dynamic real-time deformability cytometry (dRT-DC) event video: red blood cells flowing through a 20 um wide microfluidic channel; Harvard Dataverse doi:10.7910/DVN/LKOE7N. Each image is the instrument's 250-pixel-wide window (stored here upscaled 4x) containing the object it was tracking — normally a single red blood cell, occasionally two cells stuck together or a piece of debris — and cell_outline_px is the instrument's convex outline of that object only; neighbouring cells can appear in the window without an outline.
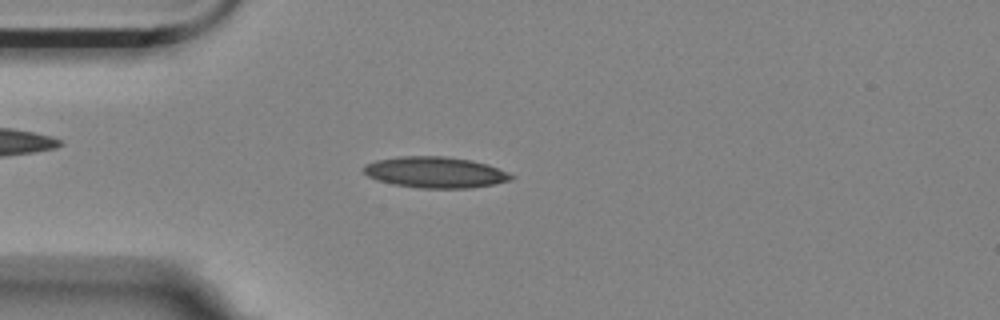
{"species": "Egyptian fruit bat (a non-hibernating species)", "species_latin": "Rousettus aegyptiacus", "temperature_condition": "room temperature", "stored_images_in_passage": 4, "camera_frame_rate_fps": 3000, "um_per_image_px": 0.085, "animal": {"sex": "female"}, "frame": {"image": 1, "passage_image": 4, "time_ms": 1.0, "image_size_px": [1000, 320], "cell_outline_px": [[516, 176], [512, 180], [472, 188], [420, 188], [392, 184], [368, 176], [364, 172], [364, 164], [376, 160], [400, 156], [444, 156], [472, 160], [488, 164], [508, 172]], "centroid_in_image_um": [37.03, 14.64], "position_along_channel_um": 48.0, "area_um2": 26.76}}